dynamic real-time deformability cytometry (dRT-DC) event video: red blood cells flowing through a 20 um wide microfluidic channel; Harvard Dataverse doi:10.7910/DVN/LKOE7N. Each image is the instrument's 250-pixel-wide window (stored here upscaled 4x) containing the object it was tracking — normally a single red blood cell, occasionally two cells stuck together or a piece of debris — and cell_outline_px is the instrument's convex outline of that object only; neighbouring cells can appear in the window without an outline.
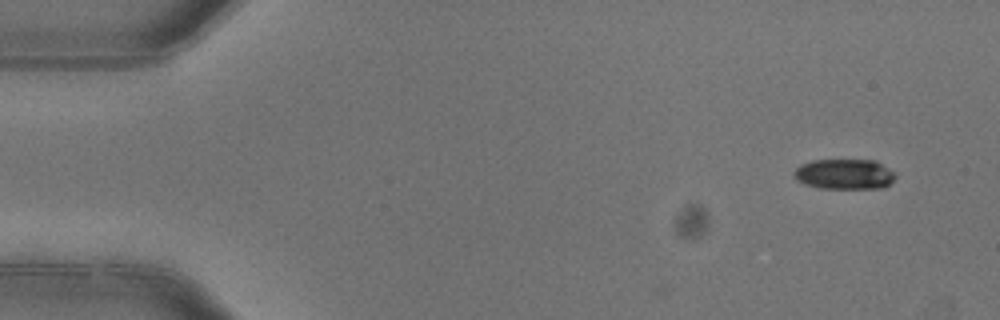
{"species": "common noctule bat (a hibernating species)", "species_latin": "Nyctalus noctula", "temperature_condition": "warm", "stored_images_in_passage": 3, "camera_frame_rate_fps": 3000, "um_per_image_px": 0.085, "animal": {"sex": "female"}, "frame": {"image": 1, "passage_image": 1, "time_ms": 0.0, "image_size_px": [1000, 320], "cell_outline_px": [[896, 176], [884, 188], [820, 188], [804, 184], [796, 180], [796, 168], [800, 164], [812, 160], [876, 160], [888, 168]], "centroid_in_image_um": [71.77, 14.8], "position_along_channel_um": 13.2, "area_um2": 17.74}}